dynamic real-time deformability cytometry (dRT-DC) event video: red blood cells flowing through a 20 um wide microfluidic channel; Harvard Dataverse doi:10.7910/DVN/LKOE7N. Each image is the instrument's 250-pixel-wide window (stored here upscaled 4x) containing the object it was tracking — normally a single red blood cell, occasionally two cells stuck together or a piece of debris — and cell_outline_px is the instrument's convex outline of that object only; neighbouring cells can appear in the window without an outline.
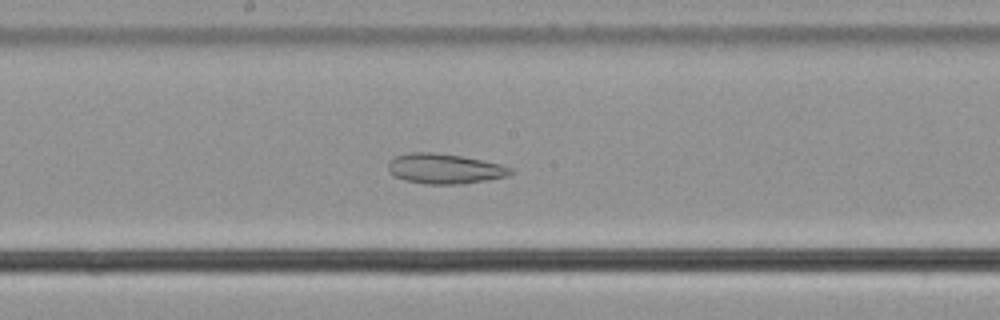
{"species": "common noctule bat (a hibernating species)", "species_latin": "Nyctalus noctula", "temperature_condition": "cold", "stored_images_in_passage": 58, "camera_frame_rate_fps": 3000, "um_per_image_px": 0.085, "animal": {"sex": "male", "body_mass_g": 21.5, "forearm_length_mm": 52.0}, "frame": {"image": 1, "passage_image": 32, "time_ms": 10.333, "image_size_px": [1000, 320], "cell_outline_px": [[512, 172], [508, 176], [488, 180], [464, 184], [424, 184], [404, 180], [396, 176], [388, 168], [388, 164], [396, 156], [412, 152], [432, 152], [460, 156], [500, 164], [512, 168]], "centroid_in_image_um": [37.82, 14.35], "position_along_channel_um": 210.4, "area_um2": 21.21}}
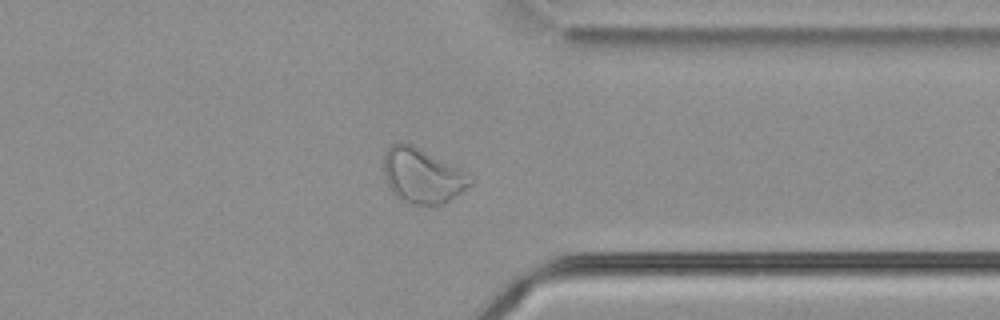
{"frame": {"image": 2, "passage_image": 46, "time_ms": 15.0, "image_size_px": [1000, 320], "cell_outline_px": [[472, 184], [444, 204], [404, 204], [388, 188], [384, 176], [384, 152], [392, 144], [400, 140], [412, 144], [468, 172], [472, 180]], "centroid_in_image_um": [35.87, 14.93], "position_along_channel_um": 375.5, "area_um2": 28.03}}
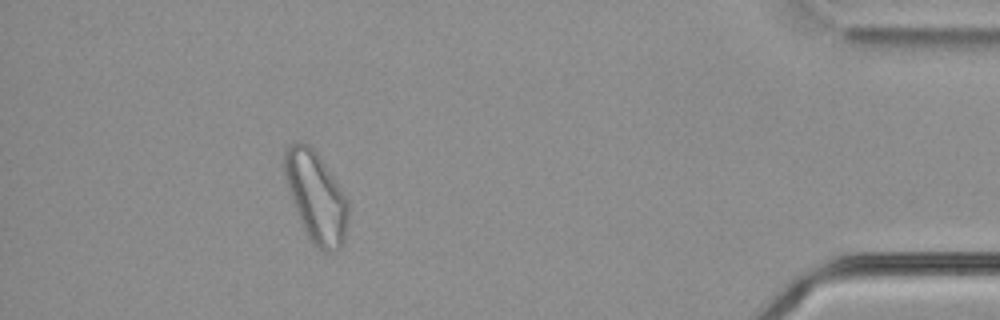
{"frame": {"image": 3, "passage_image": 53, "time_ms": 17.333, "image_size_px": [1000, 320], "cell_outline_px": [[348, 220], [344, 240], [340, 248], [328, 252], [324, 252], [316, 248], [312, 244], [296, 212], [288, 188], [284, 172], [284, 152], [292, 144], [300, 140], [308, 144], [316, 152], [348, 200]], "centroid_in_image_um": [26.86, 16.77], "position_along_channel_um": 408.3, "area_um2": 33.12}}